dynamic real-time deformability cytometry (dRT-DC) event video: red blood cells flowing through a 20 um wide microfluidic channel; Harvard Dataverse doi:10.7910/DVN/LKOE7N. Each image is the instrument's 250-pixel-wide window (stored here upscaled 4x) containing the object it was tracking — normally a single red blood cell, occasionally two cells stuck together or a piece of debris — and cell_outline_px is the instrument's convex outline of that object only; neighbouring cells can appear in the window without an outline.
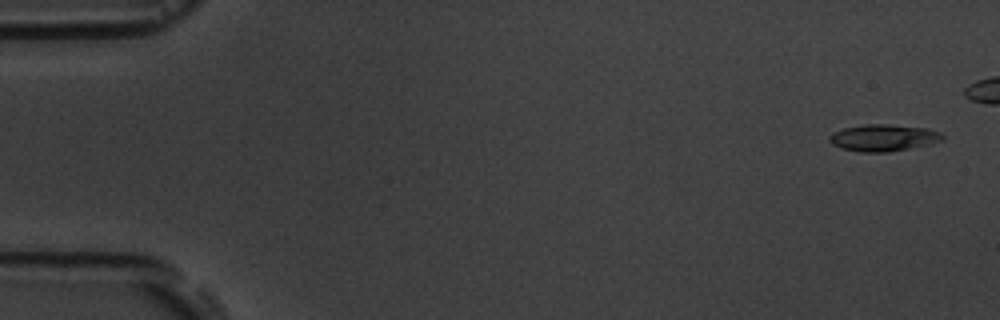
{"species": "common noctule bat (a hibernating species)", "species_latin": "Nyctalus noctula", "temperature_condition": "room temperature", "stored_images_in_passage": 2, "camera_frame_rate_fps": 3000, "um_per_image_px": 0.085, "animal": {"sex": "male", "body_mass_g": 19.5, "forearm_length_mm": 54.6}, "frame": {"image": 1, "passage_image": 2, "time_ms": 1.333, "image_size_px": [1000, 320], "cell_outline_px": [[944, 140], [928, 144], [888, 152], [860, 152], [840, 148], [832, 144], [828, 140], [828, 136], [832, 132], [844, 128], [864, 124], [888, 124], [928, 128], [940, 132], [944, 136]], "centroid_in_image_um": [75.06, 11.7], "position_along_channel_um": 9.9, "area_um2": 17.74}}